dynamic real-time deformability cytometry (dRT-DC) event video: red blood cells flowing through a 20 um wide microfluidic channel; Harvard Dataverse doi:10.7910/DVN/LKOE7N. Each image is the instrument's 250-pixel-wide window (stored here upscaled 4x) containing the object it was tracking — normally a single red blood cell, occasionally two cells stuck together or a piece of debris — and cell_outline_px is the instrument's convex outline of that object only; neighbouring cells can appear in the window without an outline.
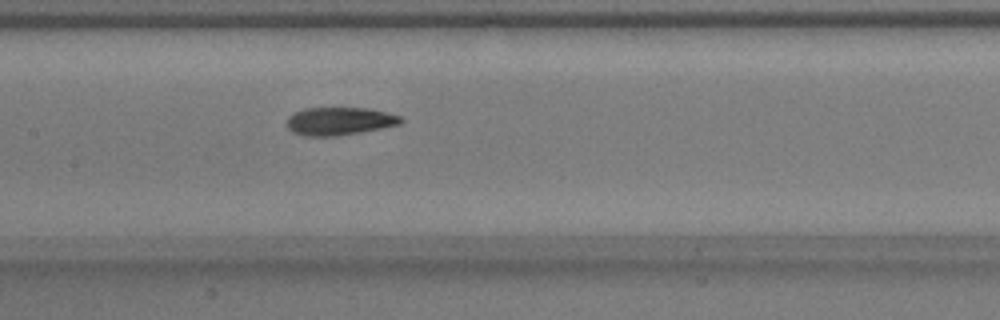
{"species": "common noctule bat (a hibernating species)", "species_latin": "Nyctalus noctula", "temperature_condition": "warm", "stored_images_in_passage": 50, "camera_frame_rate_fps": 3000, "um_per_image_px": 0.085, "animal": {"sex": "male", "body_mass_g": 17.9}, "frame": {"image": 1, "passage_image": 22, "time_ms": 7.0, "image_size_px": [1000, 320], "cell_outline_px": [[404, 120], [400, 124], [380, 128], [336, 136], [304, 136], [292, 132], [288, 128], [288, 116], [292, 112], [304, 108], [364, 108], [388, 112], [400, 116]], "centroid_in_image_um": [28.82, 10.29], "position_along_channel_um": 178.6, "area_um2": 18.5}}
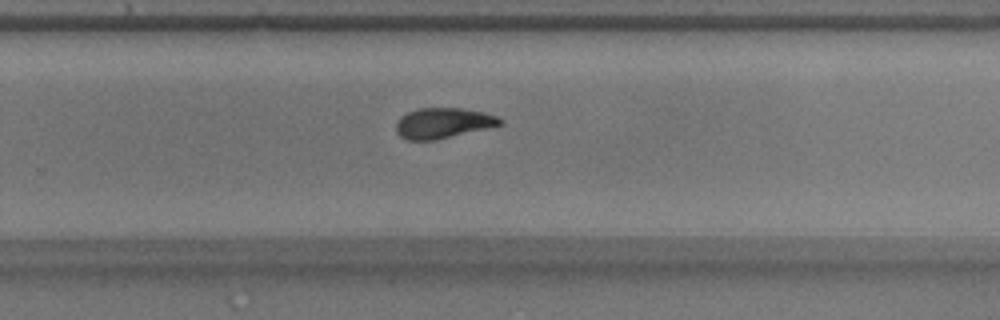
{"frame": {"image": 2, "passage_image": 31, "time_ms": 10.0, "image_size_px": [1000, 320], "cell_outline_px": [[504, 124], [436, 140], [408, 140], [400, 136], [396, 132], [396, 124], [400, 116], [416, 108], [460, 108], [484, 112], [496, 116], [504, 120]], "centroid_in_image_um": [37.66, 10.46], "position_along_channel_um": 292.1, "area_um2": 18.5}}
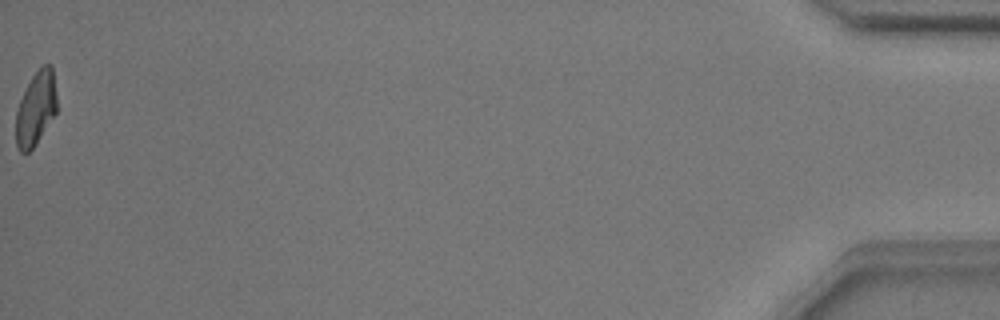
{"frame": {"image": 3, "passage_image": 50, "time_ms": 16.333, "image_size_px": [1000, 320], "cell_outline_px": [[56, 112], [36, 144], [28, 152], [20, 152], [16, 148], [16, 112], [20, 100], [32, 76], [44, 64], [52, 64], [56, 92]], "centroid_in_image_um": [3.04, 9.23], "position_along_channel_um": 432.2, "area_um2": 17.46}, "authors_computed_cell_mechanics": {"area_um2": 18.496, "velocity_mm_per_s": 3.81, "shape_relaxation_time_tau1_ms": 6.3163, "shape_relaxation_time_tau2_ms": 2.9497, "deformation_change_tau1": 0.2293, "deformation_change_tau2": 0.0701}}